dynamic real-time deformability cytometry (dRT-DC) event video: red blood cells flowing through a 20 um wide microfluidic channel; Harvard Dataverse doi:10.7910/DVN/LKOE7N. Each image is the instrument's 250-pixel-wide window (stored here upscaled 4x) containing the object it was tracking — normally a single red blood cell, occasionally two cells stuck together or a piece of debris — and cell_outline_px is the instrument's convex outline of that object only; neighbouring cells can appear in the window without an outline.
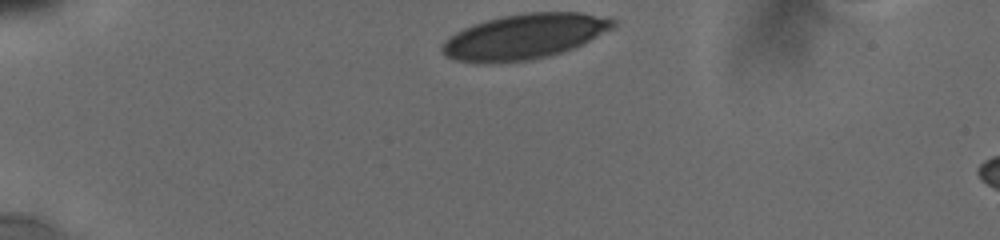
{"species": "human", "species_latin": "Homo sapiens", "temperature_condition": "cold", "stored_images_in_passage": 18, "camera_frame_rate_fps": 3000, "um_per_image_px": 0.085, "donor": {"sex": "male"}, "frame": {"image": 1, "passage_image": 1, "time_ms": 0.0, "image_size_px": [1000, 240], "cell_outline_px": [[616, 24], [588, 40], [572, 48], [560, 52], [544, 56], [524, 60], [460, 60], [448, 56], [440, 48], [444, 40], [456, 32], [472, 24], [500, 16], [528, 12], [580, 12], [616, 20]], "centroid_in_image_um": [44.56, 3.04], "position_along_channel_um": 40.4, "area_um2": 43.12}}
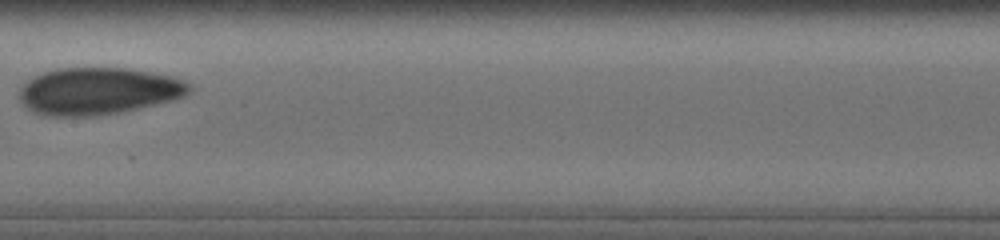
{"frame": {"image": 2, "passage_image": 13, "time_ms": 5.667, "image_size_px": [1000, 240], "cell_outline_px": [[192, 88], [184, 96], [172, 100], [120, 112], [100, 116], [52, 116], [32, 112], [20, 100], [20, 88], [32, 76], [44, 72], [60, 68], [128, 68], [172, 76], [192, 84]], "centroid_in_image_um": [8.35, 7.74], "position_along_channel_um": 199.0, "area_um2": 46.53}}
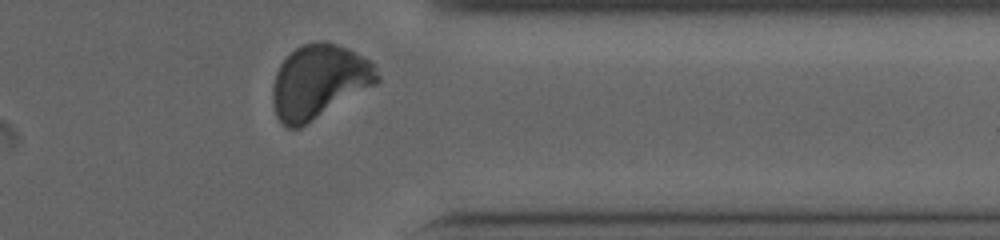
{"frame": {"image": 3, "passage_image": 18, "time_ms": 10.667, "image_size_px": [1000, 240], "cell_outline_px": [[380, 80], [376, 84], [300, 128], [288, 128], [276, 116], [272, 100], [272, 88], [276, 72], [280, 64], [300, 44], [316, 40], [324, 40], [348, 48], [376, 64], [380, 76]], "centroid_in_image_um": [27.13, 6.91], "position_along_channel_um": 384.3, "area_um2": 45.14}, "authors_computed_cell_mechanics": {"area_um2": 45.6909, "velocity_mm_per_s": 3.793, "shape_relaxation_time_tau1_ms": 3.7105, "shape_relaxation_time_tau2_ms": 1.7624, "deformation_change_tau1": 0.1207, "deformation_change_tau2": 0.0586}}